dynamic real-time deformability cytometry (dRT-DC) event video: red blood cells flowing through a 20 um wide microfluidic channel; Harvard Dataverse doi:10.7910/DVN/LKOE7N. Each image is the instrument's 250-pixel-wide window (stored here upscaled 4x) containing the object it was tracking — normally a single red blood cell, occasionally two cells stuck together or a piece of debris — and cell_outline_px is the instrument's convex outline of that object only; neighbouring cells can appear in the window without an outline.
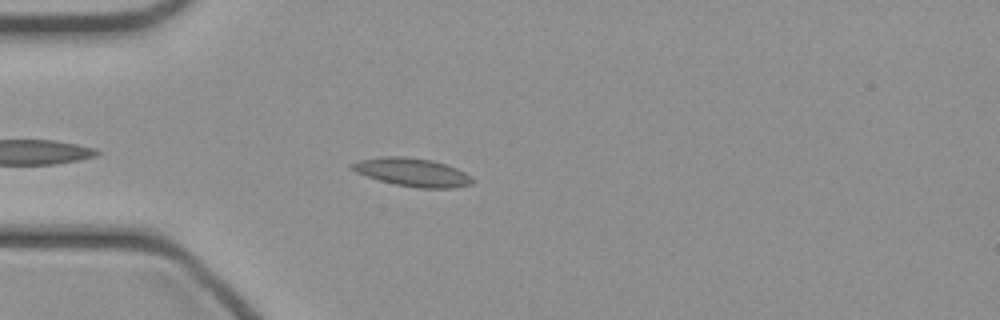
{"species": "common noctule bat (a hibernating species)", "species_latin": "Nyctalus noctula", "temperature_condition": "cold", "stored_images_in_passage": 17, "camera_frame_rate_fps": 3000, "um_per_image_px": 0.085, "animal": {"sex": "female", "body_mass_g": 21.9}, "frame": {"image": 1, "passage_image": 5, "time_ms": 1.333, "image_size_px": [1000, 320], "cell_outline_px": [[476, 180], [472, 184], [452, 188], [420, 188], [396, 184], [380, 180], [356, 172], [348, 164], [360, 160], [384, 156], [404, 156], [432, 160], [456, 168], [464, 172]], "centroid_in_image_um": [35.07, 14.64], "position_along_channel_um": 49.9, "area_um2": 19.65}}
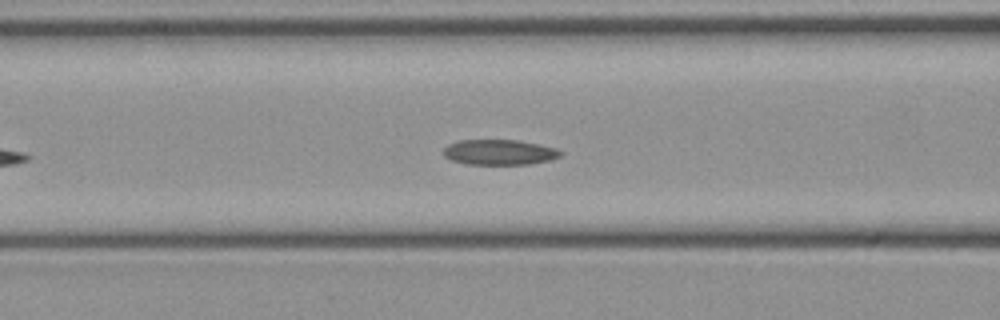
{"frame": {"image": 2, "passage_image": 11, "time_ms": 3.333, "image_size_px": [1000, 320], "cell_outline_px": [[564, 152], [560, 156], [552, 160], [528, 164], [468, 164], [452, 160], [444, 156], [444, 148], [448, 144], [456, 140], [520, 140], [540, 144], [556, 148]], "centroid_in_image_um": [42.48, 12.93], "position_along_channel_um": 124.1, "area_um2": 17.4}}
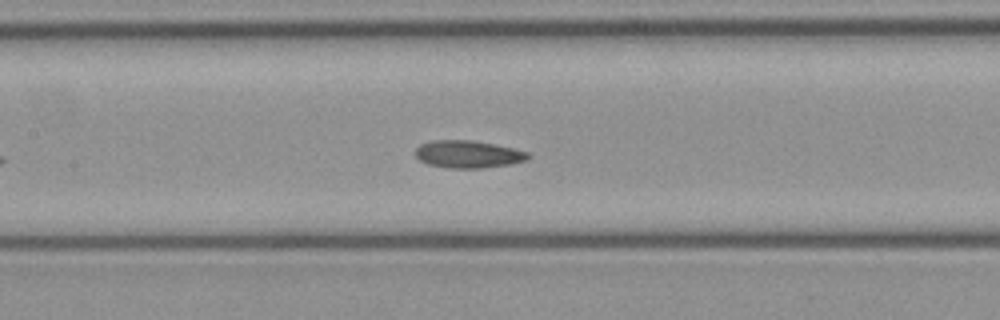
{"frame": {"image": 3, "passage_image": 14, "time_ms": 4.333, "image_size_px": [1000, 320], "cell_outline_px": [[532, 156], [528, 160], [512, 164], [484, 168], [452, 168], [428, 164], [420, 160], [416, 156], [416, 148], [420, 144], [432, 140], [472, 140], [512, 148], [528, 152]], "centroid_in_image_um": [39.82, 13.11], "position_along_channel_um": 167.6, "area_um2": 18.03}}